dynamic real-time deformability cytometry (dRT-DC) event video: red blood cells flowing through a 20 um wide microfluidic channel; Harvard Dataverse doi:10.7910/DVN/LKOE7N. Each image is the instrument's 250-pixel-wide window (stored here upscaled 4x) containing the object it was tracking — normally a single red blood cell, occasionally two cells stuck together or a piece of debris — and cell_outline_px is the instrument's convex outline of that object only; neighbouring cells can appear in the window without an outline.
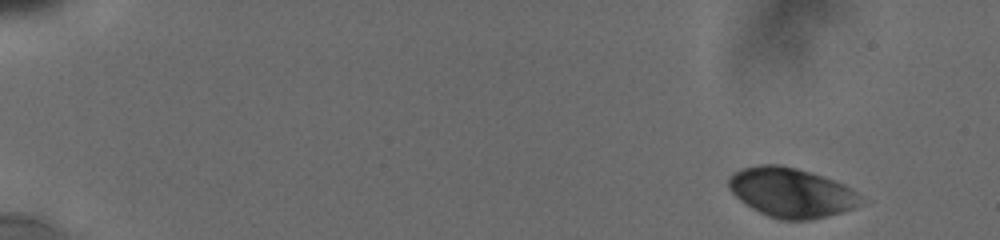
{"species": "human", "species_latin": "Homo sapiens", "temperature_condition": "cold", "stored_images_in_passage": 48, "camera_frame_rate_fps": 3000, "um_per_image_px": 0.085, "donor": {"sex": "male"}, "frame": {"image": 1, "passage_image": 1, "time_ms": 0.0, "image_size_px": [1000, 240], "cell_outline_px": [[856, 204], [852, 208], [828, 216], [808, 220], [780, 220], [768, 216], [752, 208], [740, 200], [728, 188], [728, 176], [732, 172], [740, 168], [760, 164], [780, 164], [796, 168], [844, 184], [856, 192]], "centroid_in_image_um": [67.14, 16.35], "position_along_channel_um": 17.9, "area_um2": 37.57}}
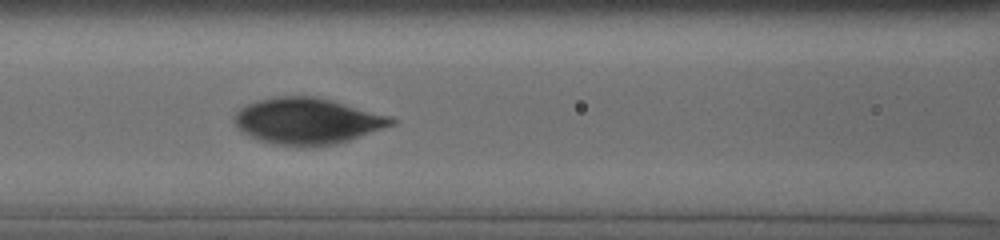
{"frame": {"image": 2, "passage_image": 20, "time_ms": 7.333, "image_size_px": [1000, 240], "cell_outline_px": [[396, 124], [336, 144], [316, 148], [296, 148], [276, 144], [260, 140], [244, 132], [232, 120], [236, 112], [240, 108], [248, 104], [260, 100], [276, 96], [312, 96], [328, 100], [388, 116], [396, 120]], "centroid_in_image_um": [26.1, 10.32], "position_along_channel_um": 140.5, "area_um2": 41.96}}
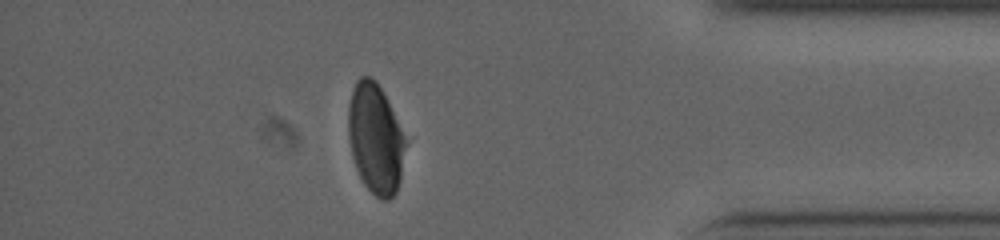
{"frame": {"image": 3, "passage_image": 43, "time_ms": 15.0, "image_size_px": [1000, 240], "cell_outline_px": [[408, 144], [400, 180], [396, 192], [388, 200], [380, 200], [364, 184], [356, 168], [352, 156], [348, 136], [348, 104], [352, 88], [356, 80], [360, 76], [368, 76], [376, 80]], "centroid_in_image_um": [31.9, 11.8], "position_along_channel_um": 403.3, "area_um2": 36.65}, "authors_computed_cell_mechanics": {"area_um2": 41.1247, "velocity_mm_per_s": 3.7738, "shape_relaxation_time_tau1_ms": 3.7637, "shape_relaxation_time_tau2_ms": 1.1137, "deformation_change_tau1": 0.1101, "deformation_change_tau2": 0.037}}